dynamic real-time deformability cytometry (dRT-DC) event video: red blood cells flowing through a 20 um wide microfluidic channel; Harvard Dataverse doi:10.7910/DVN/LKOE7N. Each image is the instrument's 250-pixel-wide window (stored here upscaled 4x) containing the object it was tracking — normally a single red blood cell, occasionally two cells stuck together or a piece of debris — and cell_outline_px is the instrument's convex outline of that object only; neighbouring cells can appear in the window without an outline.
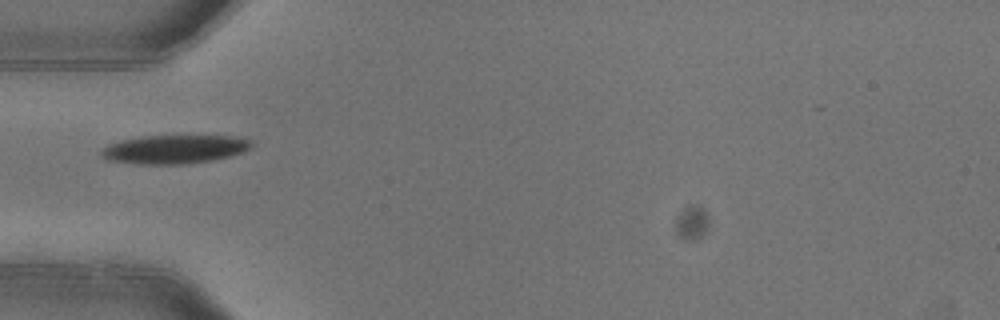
{"species": "common noctule bat (a hibernating species)", "species_latin": "Nyctalus noctula", "temperature_condition": "warm", "stored_images_in_passage": 1, "camera_frame_rate_fps": 3000, "um_per_image_px": 0.085, "animal": {"sex": "female"}, "frame": {"image": 1, "passage_image": 1, "time_ms": 0.0, "image_size_px": [1000, 320], "cell_outline_px": [[252, 144], [248, 148], [240, 152], [228, 156], [208, 160], [184, 164], [136, 164], [104, 160], [100, 156], [100, 152], [108, 144], [120, 140], [140, 136], [236, 136], [252, 140]], "centroid_in_image_um": [14.73, 12.68], "position_along_channel_um": 70.3, "area_um2": 24.97}}